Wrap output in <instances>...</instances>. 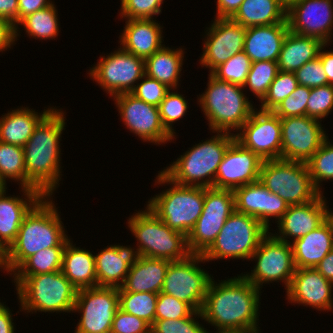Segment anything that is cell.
Masks as SVG:
<instances>
[{"instance_id":"1","label":"cell","mask_w":333,"mask_h":333,"mask_svg":"<svg viewBox=\"0 0 333 333\" xmlns=\"http://www.w3.org/2000/svg\"><path fill=\"white\" fill-rule=\"evenodd\" d=\"M259 293L243 276L219 284L211 279L201 309L202 319L219 331L258 329Z\"/></svg>"},{"instance_id":"2","label":"cell","mask_w":333,"mask_h":333,"mask_svg":"<svg viewBox=\"0 0 333 333\" xmlns=\"http://www.w3.org/2000/svg\"><path fill=\"white\" fill-rule=\"evenodd\" d=\"M63 114L52 108L36 125L23 147L26 188L37 190L48 198L61 175L59 141L65 127Z\"/></svg>"},{"instance_id":"3","label":"cell","mask_w":333,"mask_h":333,"mask_svg":"<svg viewBox=\"0 0 333 333\" xmlns=\"http://www.w3.org/2000/svg\"><path fill=\"white\" fill-rule=\"evenodd\" d=\"M46 198L43 197L24 217L15 241L4 252L3 269L7 272H14L31 255L67 244L70 240L64 232L57 208Z\"/></svg>"},{"instance_id":"4","label":"cell","mask_w":333,"mask_h":333,"mask_svg":"<svg viewBox=\"0 0 333 333\" xmlns=\"http://www.w3.org/2000/svg\"><path fill=\"white\" fill-rule=\"evenodd\" d=\"M217 133L215 137L193 146L162 172L179 185L212 188L218 166L235 140L234 134Z\"/></svg>"},{"instance_id":"5","label":"cell","mask_w":333,"mask_h":333,"mask_svg":"<svg viewBox=\"0 0 333 333\" xmlns=\"http://www.w3.org/2000/svg\"><path fill=\"white\" fill-rule=\"evenodd\" d=\"M244 87L220 81L209 74L208 88L200 95L199 103L214 132L239 130L252 115L254 108L244 95Z\"/></svg>"},{"instance_id":"6","label":"cell","mask_w":333,"mask_h":333,"mask_svg":"<svg viewBox=\"0 0 333 333\" xmlns=\"http://www.w3.org/2000/svg\"><path fill=\"white\" fill-rule=\"evenodd\" d=\"M14 277L23 310L73 312L78 290L62 271Z\"/></svg>"},{"instance_id":"7","label":"cell","mask_w":333,"mask_h":333,"mask_svg":"<svg viewBox=\"0 0 333 333\" xmlns=\"http://www.w3.org/2000/svg\"><path fill=\"white\" fill-rule=\"evenodd\" d=\"M156 179L160 185L169 183L173 187L153 197L147 207L171 229L187 236L202 214L205 187L176 184L163 172Z\"/></svg>"},{"instance_id":"8","label":"cell","mask_w":333,"mask_h":333,"mask_svg":"<svg viewBox=\"0 0 333 333\" xmlns=\"http://www.w3.org/2000/svg\"><path fill=\"white\" fill-rule=\"evenodd\" d=\"M140 211L129 218L128 226L139 241L140 256L177 261L192 254L187 236L166 225L151 209Z\"/></svg>"},{"instance_id":"9","label":"cell","mask_w":333,"mask_h":333,"mask_svg":"<svg viewBox=\"0 0 333 333\" xmlns=\"http://www.w3.org/2000/svg\"><path fill=\"white\" fill-rule=\"evenodd\" d=\"M259 181L288 206L317 199L322 191L313 184L307 164L284 159L264 160Z\"/></svg>"},{"instance_id":"10","label":"cell","mask_w":333,"mask_h":333,"mask_svg":"<svg viewBox=\"0 0 333 333\" xmlns=\"http://www.w3.org/2000/svg\"><path fill=\"white\" fill-rule=\"evenodd\" d=\"M269 230L255 217L234 211L212 245L202 254L205 261L222 258L251 259Z\"/></svg>"},{"instance_id":"11","label":"cell","mask_w":333,"mask_h":333,"mask_svg":"<svg viewBox=\"0 0 333 333\" xmlns=\"http://www.w3.org/2000/svg\"><path fill=\"white\" fill-rule=\"evenodd\" d=\"M205 261L202 254L169 263L162 293L187 303L194 311H201L211 276L198 263ZM197 263V264H196Z\"/></svg>"},{"instance_id":"12","label":"cell","mask_w":333,"mask_h":333,"mask_svg":"<svg viewBox=\"0 0 333 333\" xmlns=\"http://www.w3.org/2000/svg\"><path fill=\"white\" fill-rule=\"evenodd\" d=\"M235 211L232 190L205 188L203 211L187 235L191 253L203 254L216 240L227 218Z\"/></svg>"},{"instance_id":"13","label":"cell","mask_w":333,"mask_h":333,"mask_svg":"<svg viewBox=\"0 0 333 333\" xmlns=\"http://www.w3.org/2000/svg\"><path fill=\"white\" fill-rule=\"evenodd\" d=\"M267 234L251 256L257 264L251 274L242 275L260 290V285L267 282L282 280L286 290L289 288L295 272L292 245ZM255 257V258H254Z\"/></svg>"},{"instance_id":"14","label":"cell","mask_w":333,"mask_h":333,"mask_svg":"<svg viewBox=\"0 0 333 333\" xmlns=\"http://www.w3.org/2000/svg\"><path fill=\"white\" fill-rule=\"evenodd\" d=\"M118 308V288L96 286L78 290L73 311L82 315L75 333H111Z\"/></svg>"},{"instance_id":"15","label":"cell","mask_w":333,"mask_h":333,"mask_svg":"<svg viewBox=\"0 0 333 333\" xmlns=\"http://www.w3.org/2000/svg\"><path fill=\"white\" fill-rule=\"evenodd\" d=\"M89 74L112 97L130 93L134 83L145 75L144 59L120 47L107 57L102 56Z\"/></svg>"},{"instance_id":"16","label":"cell","mask_w":333,"mask_h":333,"mask_svg":"<svg viewBox=\"0 0 333 333\" xmlns=\"http://www.w3.org/2000/svg\"><path fill=\"white\" fill-rule=\"evenodd\" d=\"M235 140L263 161L282 159L281 121L273 111L254 110Z\"/></svg>"},{"instance_id":"17","label":"cell","mask_w":333,"mask_h":333,"mask_svg":"<svg viewBox=\"0 0 333 333\" xmlns=\"http://www.w3.org/2000/svg\"><path fill=\"white\" fill-rule=\"evenodd\" d=\"M282 159L306 163L327 138L318 119L305 116L280 118Z\"/></svg>"},{"instance_id":"18","label":"cell","mask_w":333,"mask_h":333,"mask_svg":"<svg viewBox=\"0 0 333 333\" xmlns=\"http://www.w3.org/2000/svg\"><path fill=\"white\" fill-rule=\"evenodd\" d=\"M122 120L131 132L144 141L164 143L174 137L164 128L159 107L138 99L131 93L113 96Z\"/></svg>"},{"instance_id":"19","label":"cell","mask_w":333,"mask_h":333,"mask_svg":"<svg viewBox=\"0 0 333 333\" xmlns=\"http://www.w3.org/2000/svg\"><path fill=\"white\" fill-rule=\"evenodd\" d=\"M332 6V0L289 1L286 12L289 30L300 35L318 38L327 44L332 35Z\"/></svg>"},{"instance_id":"20","label":"cell","mask_w":333,"mask_h":333,"mask_svg":"<svg viewBox=\"0 0 333 333\" xmlns=\"http://www.w3.org/2000/svg\"><path fill=\"white\" fill-rule=\"evenodd\" d=\"M263 160L234 140L218 166L212 188L234 191L259 180Z\"/></svg>"},{"instance_id":"21","label":"cell","mask_w":333,"mask_h":333,"mask_svg":"<svg viewBox=\"0 0 333 333\" xmlns=\"http://www.w3.org/2000/svg\"><path fill=\"white\" fill-rule=\"evenodd\" d=\"M246 29L231 18H216L206 34L200 64L212 72L230 57L244 51Z\"/></svg>"},{"instance_id":"22","label":"cell","mask_w":333,"mask_h":333,"mask_svg":"<svg viewBox=\"0 0 333 333\" xmlns=\"http://www.w3.org/2000/svg\"><path fill=\"white\" fill-rule=\"evenodd\" d=\"M235 210L251 215L269 230V217L278 221L287 211L288 204L277 194L270 192L259 180L234 191Z\"/></svg>"},{"instance_id":"23","label":"cell","mask_w":333,"mask_h":333,"mask_svg":"<svg viewBox=\"0 0 333 333\" xmlns=\"http://www.w3.org/2000/svg\"><path fill=\"white\" fill-rule=\"evenodd\" d=\"M332 287L333 283L315 268H296L287 289V299L291 303L309 305L318 310H330L333 307Z\"/></svg>"},{"instance_id":"24","label":"cell","mask_w":333,"mask_h":333,"mask_svg":"<svg viewBox=\"0 0 333 333\" xmlns=\"http://www.w3.org/2000/svg\"><path fill=\"white\" fill-rule=\"evenodd\" d=\"M323 198L324 196L322 197L321 194L317 199L311 202L288 206L282 218L277 221L279 233L281 234H279V236L278 234H274V236L279 240L291 243L285 238L291 236L295 241L317 229L326 221L329 212Z\"/></svg>"},{"instance_id":"25","label":"cell","mask_w":333,"mask_h":333,"mask_svg":"<svg viewBox=\"0 0 333 333\" xmlns=\"http://www.w3.org/2000/svg\"><path fill=\"white\" fill-rule=\"evenodd\" d=\"M22 190L26 201L15 196L5 197V191L0 194V249L3 253L15 241L24 217L44 197L34 189L22 187Z\"/></svg>"},{"instance_id":"26","label":"cell","mask_w":333,"mask_h":333,"mask_svg":"<svg viewBox=\"0 0 333 333\" xmlns=\"http://www.w3.org/2000/svg\"><path fill=\"white\" fill-rule=\"evenodd\" d=\"M133 250L129 246L111 245L95 255L97 286L120 288L130 267L139 260V252Z\"/></svg>"},{"instance_id":"27","label":"cell","mask_w":333,"mask_h":333,"mask_svg":"<svg viewBox=\"0 0 333 333\" xmlns=\"http://www.w3.org/2000/svg\"><path fill=\"white\" fill-rule=\"evenodd\" d=\"M288 30V23L248 27L244 52L252 62L278 61Z\"/></svg>"},{"instance_id":"28","label":"cell","mask_w":333,"mask_h":333,"mask_svg":"<svg viewBox=\"0 0 333 333\" xmlns=\"http://www.w3.org/2000/svg\"><path fill=\"white\" fill-rule=\"evenodd\" d=\"M120 45L135 56L146 59L163 47L162 28L152 19H128Z\"/></svg>"},{"instance_id":"29","label":"cell","mask_w":333,"mask_h":333,"mask_svg":"<svg viewBox=\"0 0 333 333\" xmlns=\"http://www.w3.org/2000/svg\"><path fill=\"white\" fill-rule=\"evenodd\" d=\"M171 261L140 256L129 269L118 292L156 293L162 291L166 272Z\"/></svg>"},{"instance_id":"30","label":"cell","mask_w":333,"mask_h":333,"mask_svg":"<svg viewBox=\"0 0 333 333\" xmlns=\"http://www.w3.org/2000/svg\"><path fill=\"white\" fill-rule=\"evenodd\" d=\"M291 245L296 268H315L333 249L329 223L325 221L317 229L293 241Z\"/></svg>"},{"instance_id":"31","label":"cell","mask_w":333,"mask_h":333,"mask_svg":"<svg viewBox=\"0 0 333 333\" xmlns=\"http://www.w3.org/2000/svg\"><path fill=\"white\" fill-rule=\"evenodd\" d=\"M324 44L318 38L288 30L277 61L279 71L294 73L306 62L316 59Z\"/></svg>"},{"instance_id":"32","label":"cell","mask_w":333,"mask_h":333,"mask_svg":"<svg viewBox=\"0 0 333 333\" xmlns=\"http://www.w3.org/2000/svg\"><path fill=\"white\" fill-rule=\"evenodd\" d=\"M284 0H244L231 19L245 28L287 23Z\"/></svg>"},{"instance_id":"33","label":"cell","mask_w":333,"mask_h":333,"mask_svg":"<svg viewBox=\"0 0 333 333\" xmlns=\"http://www.w3.org/2000/svg\"><path fill=\"white\" fill-rule=\"evenodd\" d=\"M62 273L77 290L97 286L95 255L67 242L62 261Z\"/></svg>"},{"instance_id":"34","label":"cell","mask_w":333,"mask_h":333,"mask_svg":"<svg viewBox=\"0 0 333 333\" xmlns=\"http://www.w3.org/2000/svg\"><path fill=\"white\" fill-rule=\"evenodd\" d=\"M19 109L12 110L0 119V141L24 147L36 125L52 108L41 115L28 108Z\"/></svg>"},{"instance_id":"35","label":"cell","mask_w":333,"mask_h":333,"mask_svg":"<svg viewBox=\"0 0 333 333\" xmlns=\"http://www.w3.org/2000/svg\"><path fill=\"white\" fill-rule=\"evenodd\" d=\"M183 50L163 46L153 55L144 60L145 75L176 89L180 79L183 62Z\"/></svg>"},{"instance_id":"36","label":"cell","mask_w":333,"mask_h":333,"mask_svg":"<svg viewBox=\"0 0 333 333\" xmlns=\"http://www.w3.org/2000/svg\"><path fill=\"white\" fill-rule=\"evenodd\" d=\"M65 246L66 244H59L31 255L14 271V276H34L61 271Z\"/></svg>"},{"instance_id":"37","label":"cell","mask_w":333,"mask_h":333,"mask_svg":"<svg viewBox=\"0 0 333 333\" xmlns=\"http://www.w3.org/2000/svg\"><path fill=\"white\" fill-rule=\"evenodd\" d=\"M118 295L119 308L121 310L143 319L150 326L153 325L158 294L150 292H118Z\"/></svg>"},{"instance_id":"38","label":"cell","mask_w":333,"mask_h":333,"mask_svg":"<svg viewBox=\"0 0 333 333\" xmlns=\"http://www.w3.org/2000/svg\"><path fill=\"white\" fill-rule=\"evenodd\" d=\"M55 5L36 11L23 18L18 24L24 25L32 38L50 39L58 35L59 25Z\"/></svg>"},{"instance_id":"39","label":"cell","mask_w":333,"mask_h":333,"mask_svg":"<svg viewBox=\"0 0 333 333\" xmlns=\"http://www.w3.org/2000/svg\"><path fill=\"white\" fill-rule=\"evenodd\" d=\"M0 178L20 181L26 187V168L23 147L0 141Z\"/></svg>"},{"instance_id":"40","label":"cell","mask_w":333,"mask_h":333,"mask_svg":"<svg viewBox=\"0 0 333 333\" xmlns=\"http://www.w3.org/2000/svg\"><path fill=\"white\" fill-rule=\"evenodd\" d=\"M278 72L277 61L252 62L251 69L243 87H246V85L249 86V90L261 101Z\"/></svg>"},{"instance_id":"41","label":"cell","mask_w":333,"mask_h":333,"mask_svg":"<svg viewBox=\"0 0 333 333\" xmlns=\"http://www.w3.org/2000/svg\"><path fill=\"white\" fill-rule=\"evenodd\" d=\"M252 61L241 51L230 57L225 63L217 66L210 74L220 81L244 86L251 69Z\"/></svg>"},{"instance_id":"42","label":"cell","mask_w":333,"mask_h":333,"mask_svg":"<svg viewBox=\"0 0 333 333\" xmlns=\"http://www.w3.org/2000/svg\"><path fill=\"white\" fill-rule=\"evenodd\" d=\"M298 85L295 73L279 71L261 100L260 110L273 111Z\"/></svg>"},{"instance_id":"43","label":"cell","mask_w":333,"mask_h":333,"mask_svg":"<svg viewBox=\"0 0 333 333\" xmlns=\"http://www.w3.org/2000/svg\"><path fill=\"white\" fill-rule=\"evenodd\" d=\"M306 164L313 184L320 191L321 181L333 179V145L328 141V137Z\"/></svg>"},{"instance_id":"44","label":"cell","mask_w":333,"mask_h":333,"mask_svg":"<svg viewBox=\"0 0 333 333\" xmlns=\"http://www.w3.org/2000/svg\"><path fill=\"white\" fill-rule=\"evenodd\" d=\"M311 88L298 85L286 99H284L273 112L279 118L300 117L307 115V102Z\"/></svg>"},{"instance_id":"45","label":"cell","mask_w":333,"mask_h":333,"mask_svg":"<svg viewBox=\"0 0 333 333\" xmlns=\"http://www.w3.org/2000/svg\"><path fill=\"white\" fill-rule=\"evenodd\" d=\"M187 101L176 92H170L166 94L165 98L159 105V113L164 125V128L172 135H174V130L172 128V123L178 121L184 116L187 111Z\"/></svg>"},{"instance_id":"46","label":"cell","mask_w":333,"mask_h":333,"mask_svg":"<svg viewBox=\"0 0 333 333\" xmlns=\"http://www.w3.org/2000/svg\"><path fill=\"white\" fill-rule=\"evenodd\" d=\"M196 314L187 303L160 292L158 294L155 320L181 319Z\"/></svg>"},{"instance_id":"47","label":"cell","mask_w":333,"mask_h":333,"mask_svg":"<svg viewBox=\"0 0 333 333\" xmlns=\"http://www.w3.org/2000/svg\"><path fill=\"white\" fill-rule=\"evenodd\" d=\"M333 109V85L311 88L307 102V116L315 119L325 118Z\"/></svg>"},{"instance_id":"48","label":"cell","mask_w":333,"mask_h":333,"mask_svg":"<svg viewBox=\"0 0 333 333\" xmlns=\"http://www.w3.org/2000/svg\"><path fill=\"white\" fill-rule=\"evenodd\" d=\"M194 315L203 317L201 311H196V314L181 319L155 320L151 333H206L207 330L195 321Z\"/></svg>"},{"instance_id":"49","label":"cell","mask_w":333,"mask_h":333,"mask_svg":"<svg viewBox=\"0 0 333 333\" xmlns=\"http://www.w3.org/2000/svg\"><path fill=\"white\" fill-rule=\"evenodd\" d=\"M163 0H121V16L127 19H152L160 14Z\"/></svg>"},{"instance_id":"50","label":"cell","mask_w":333,"mask_h":333,"mask_svg":"<svg viewBox=\"0 0 333 333\" xmlns=\"http://www.w3.org/2000/svg\"><path fill=\"white\" fill-rule=\"evenodd\" d=\"M142 79H144V81L135 85L130 93L148 104L159 107L160 103L171 89L165 84L146 75H144Z\"/></svg>"},{"instance_id":"51","label":"cell","mask_w":333,"mask_h":333,"mask_svg":"<svg viewBox=\"0 0 333 333\" xmlns=\"http://www.w3.org/2000/svg\"><path fill=\"white\" fill-rule=\"evenodd\" d=\"M294 73L299 85L309 88L328 85L327 76L319 57L306 62Z\"/></svg>"},{"instance_id":"52","label":"cell","mask_w":333,"mask_h":333,"mask_svg":"<svg viewBox=\"0 0 333 333\" xmlns=\"http://www.w3.org/2000/svg\"><path fill=\"white\" fill-rule=\"evenodd\" d=\"M111 333H151V326L120 308L115 313Z\"/></svg>"},{"instance_id":"53","label":"cell","mask_w":333,"mask_h":333,"mask_svg":"<svg viewBox=\"0 0 333 333\" xmlns=\"http://www.w3.org/2000/svg\"><path fill=\"white\" fill-rule=\"evenodd\" d=\"M52 4L49 0H18V23L26 16Z\"/></svg>"},{"instance_id":"54","label":"cell","mask_w":333,"mask_h":333,"mask_svg":"<svg viewBox=\"0 0 333 333\" xmlns=\"http://www.w3.org/2000/svg\"><path fill=\"white\" fill-rule=\"evenodd\" d=\"M0 18L8 20L15 27V39L18 36V0H0Z\"/></svg>"},{"instance_id":"55","label":"cell","mask_w":333,"mask_h":333,"mask_svg":"<svg viewBox=\"0 0 333 333\" xmlns=\"http://www.w3.org/2000/svg\"><path fill=\"white\" fill-rule=\"evenodd\" d=\"M15 41V27L6 19L0 18V52Z\"/></svg>"},{"instance_id":"56","label":"cell","mask_w":333,"mask_h":333,"mask_svg":"<svg viewBox=\"0 0 333 333\" xmlns=\"http://www.w3.org/2000/svg\"><path fill=\"white\" fill-rule=\"evenodd\" d=\"M244 0H217L216 18H231Z\"/></svg>"},{"instance_id":"57","label":"cell","mask_w":333,"mask_h":333,"mask_svg":"<svg viewBox=\"0 0 333 333\" xmlns=\"http://www.w3.org/2000/svg\"><path fill=\"white\" fill-rule=\"evenodd\" d=\"M327 44H324L320 51L318 57L321 59L323 69L327 76L328 84L333 85V51L323 52L322 49L325 48Z\"/></svg>"},{"instance_id":"58","label":"cell","mask_w":333,"mask_h":333,"mask_svg":"<svg viewBox=\"0 0 333 333\" xmlns=\"http://www.w3.org/2000/svg\"><path fill=\"white\" fill-rule=\"evenodd\" d=\"M315 269L333 283V249L320 261Z\"/></svg>"},{"instance_id":"59","label":"cell","mask_w":333,"mask_h":333,"mask_svg":"<svg viewBox=\"0 0 333 333\" xmlns=\"http://www.w3.org/2000/svg\"><path fill=\"white\" fill-rule=\"evenodd\" d=\"M9 308L0 302V333H15Z\"/></svg>"},{"instance_id":"60","label":"cell","mask_w":333,"mask_h":333,"mask_svg":"<svg viewBox=\"0 0 333 333\" xmlns=\"http://www.w3.org/2000/svg\"><path fill=\"white\" fill-rule=\"evenodd\" d=\"M259 329H244V330H220L217 333H258ZM206 333H209L208 331Z\"/></svg>"},{"instance_id":"61","label":"cell","mask_w":333,"mask_h":333,"mask_svg":"<svg viewBox=\"0 0 333 333\" xmlns=\"http://www.w3.org/2000/svg\"><path fill=\"white\" fill-rule=\"evenodd\" d=\"M326 221L329 223L332 230V239H333V212L330 210L327 214Z\"/></svg>"},{"instance_id":"62","label":"cell","mask_w":333,"mask_h":333,"mask_svg":"<svg viewBox=\"0 0 333 333\" xmlns=\"http://www.w3.org/2000/svg\"><path fill=\"white\" fill-rule=\"evenodd\" d=\"M6 183L0 178V194L3 192V191H6Z\"/></svg>"},{"instance_id":"63","label":"cell","mask_w":333,"mask_h":333,"mask_svg":"<svg viewBox=\"0 0 333 333\" xmlns=\"http://www.w3.org/2000/svg\"><path fill=\"white\" fill-rule=\"evenodd\" d=\"M4 266V253L0 249V267L3 268Z\"/></svg>"}]
</instances>
